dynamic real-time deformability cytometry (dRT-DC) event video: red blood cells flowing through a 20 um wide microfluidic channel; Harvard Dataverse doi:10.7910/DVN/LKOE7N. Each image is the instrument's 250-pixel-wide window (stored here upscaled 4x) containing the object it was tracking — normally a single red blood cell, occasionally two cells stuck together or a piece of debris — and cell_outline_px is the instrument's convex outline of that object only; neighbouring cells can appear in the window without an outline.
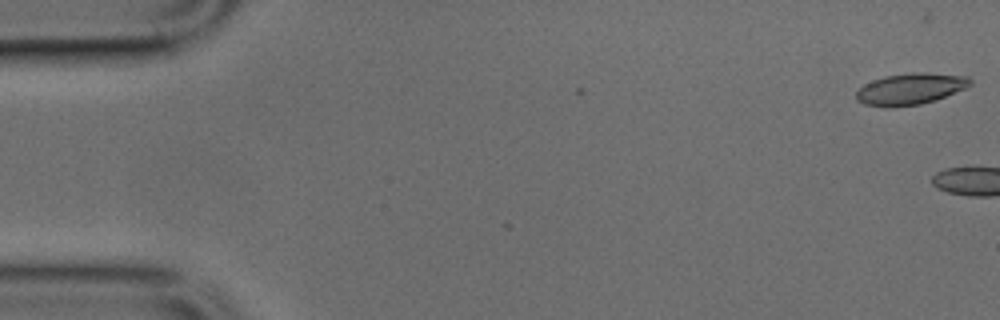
{"species": "common noctule bat (a hibernating species)", "species_latin": "Nyctalus noctula", "temperature_condition": "cold", "stored_images_in_passage": 2, "camera_frame_rate_fps": 3000, "um_per_image_px": 0.085, "animal": {"sex": "male", "body_mass_g": 17.9, "forearm_length_mm": 54.2}, "frame": {"image": 1, "passage_image": 2, "time_ms": 0.333, "image_size_px": [1000, 320], "cell_outline_px": [[972, 84], [964, 88], [936, 100], [920, 104], [888, 108], [864, 104], [856, 100], [856, 92], [864, 84], [872, 80], [884, 76], [912, 72], [924, 72], [968, 76], [972, 80]], "centroid_in_image_um": [77.36, 7.55], "position_along_channel_um": 7.6, "area_um2": 20.98}}